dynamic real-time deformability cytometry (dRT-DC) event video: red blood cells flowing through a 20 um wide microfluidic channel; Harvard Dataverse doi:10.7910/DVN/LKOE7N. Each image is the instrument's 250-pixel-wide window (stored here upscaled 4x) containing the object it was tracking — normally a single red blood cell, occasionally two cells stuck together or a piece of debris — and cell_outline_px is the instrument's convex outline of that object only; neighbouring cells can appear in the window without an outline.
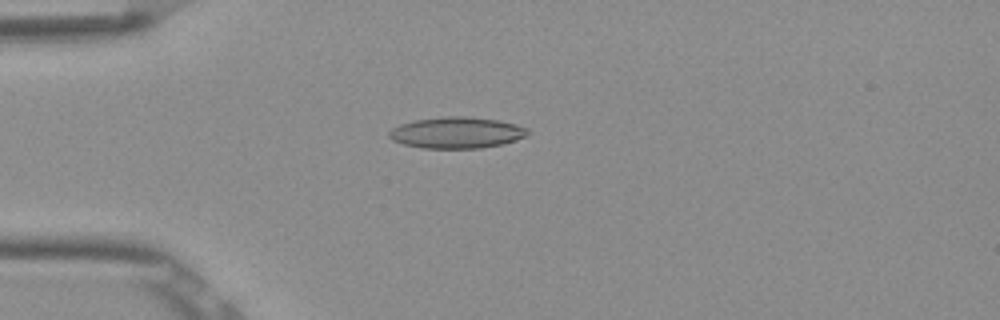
{"species": "Egyptian fruit bat (a non-hibernating species)", "species_latin": "Rousettus aegyptiacus", "temperature_condition": "room temperature", "stored_images_in_passage": 7, "camera_frame_rate_fps": 3000, "um_per_image_px": 0.085, "frame": {"image": 1, "passage_image": 4, "time_ms": 1.0, "image_size_px": [1000, 320], "cell_outline_px": [[532, 132], [528, 136], [516, 140], [500, 144], [480, 148], [420, 148], [404, 144], [392, 140], [388, 136], [388, 132], [392, 128], [400, 124], [416, 120], [448, 116], [468, 116], [500, 120], [516, 124], [528, 128]], "centroid_in_image_um": [38.85, 11.27], "position_along_channel_um": 46.1, "area_um2": 25.43}}
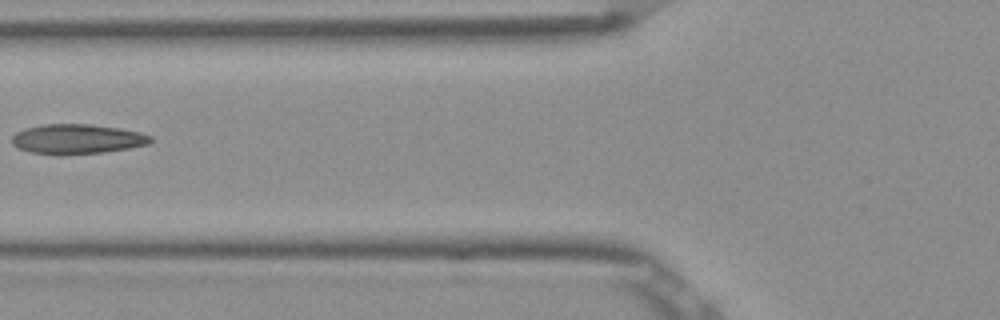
{"frame": {"image": 2, "passage_image": 6, "time_ms": 1.667, "image_size_px": [1000, 320], "cell_outline_px": [[152, 140], [148, 144], [128, 148], [104, 152], [32, 152], [16, 148], [12, 144], [12, 136], [16, 132], [24, 128], [40, 124], [92, 124], [120, 128], [140, 132], [152, 136]], "centroid_in_image_um": [6.56, 11.77], "position_along_channel_um": 119.2, "area_um2": 23.41}}
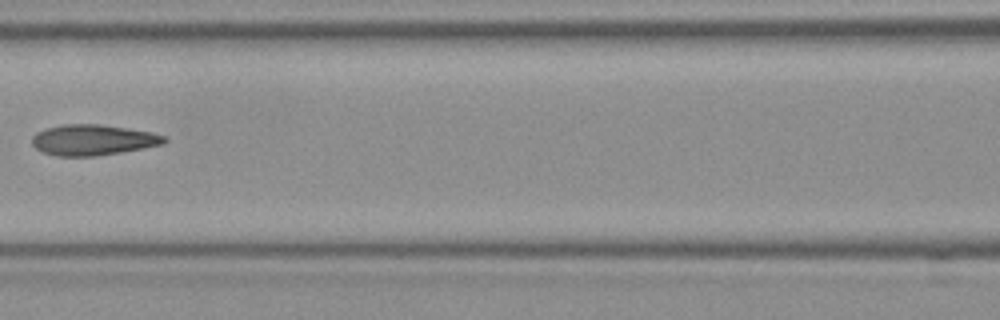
{"frame": {"image": 3, "passage_image": 7, "time_ms": 2.0, "image_size_px": [1000, 320], "cell_outline_px": [[168, 140], [164, 144], [144, 148], [96, 156], [56, 156], [44, 152], [36, 148], [32, 144], [32, 136], [36, 132], [44, 128], [64, 124], [100, 124], [128, 128], [152, 132], [168, 136]], "centroid_in_image_um": [7.92, 11.88], "position_along_channel_um": 158.7, "area_um2": 23.87}}